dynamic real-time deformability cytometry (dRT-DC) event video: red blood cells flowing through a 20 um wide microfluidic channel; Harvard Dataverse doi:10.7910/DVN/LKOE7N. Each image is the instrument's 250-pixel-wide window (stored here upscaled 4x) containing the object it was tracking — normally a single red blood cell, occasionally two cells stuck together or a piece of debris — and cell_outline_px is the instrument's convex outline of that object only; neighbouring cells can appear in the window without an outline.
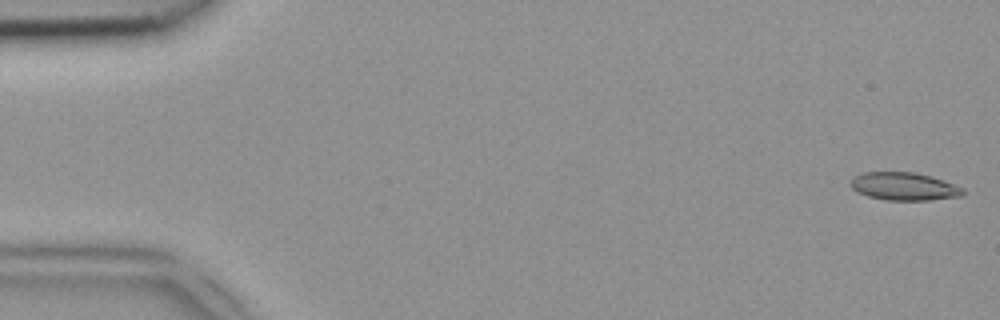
{"species": "common noctule bat (a hibernating species)", "species_latin": "Nyctalus noctula", "temperature_condition": "room temperature", "stored_images_in_passage": 50, "camera_frame_rate_fps": 3000, "um_per_image_px": 0.085, "animal": {"sex": "female", "body_mass_g": 18.4}, "frame": {"image": 1, "passage_image": 1, "time_ms": 0.0, "image_size_px": [1000, 320], "cell_outline_px": [[964, 196], [928, 200], [884, 200], [868, 196], [856, 192], [848, 184], [852, 176], [864, 172], [916, 172], [932, 176], [944, 180], [964, 188]], "centroid_in_image_um": [76.82, 15.84], "position_along_channel_um": 8.2, "area_um2": 18.61}}
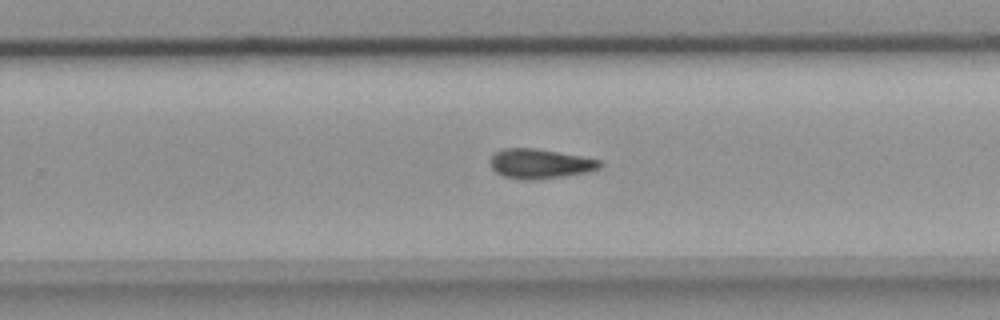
{"frame": {"image": 2, "passage_image": 31, "time_ms": 10.0, "image_size_px": [1000, 320], "cell_outline_px": [[604, 164], [600, 168], [584, 172], [560, 176], [524, 180], [504, 176], [496, 172], [492, 168], [488, 160], [496, 152], [504, 148], [536, 148], [580, 156], [600, 160]], "centroid_in_image_um": [45.86, 13.9], "position_along_channel_um": 283.9, "area_um2": 18.61}}
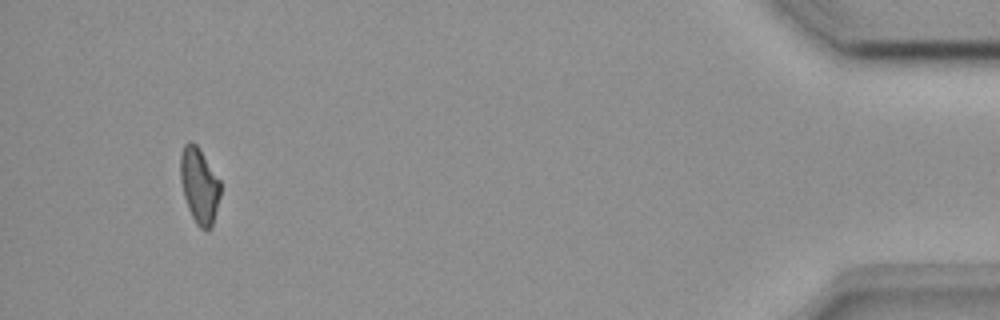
{"frame": {"image": 3, "passage_image": 46, "time_ms": 15.0, "image_size_px": [1000, 320], "cell_outline_px": [[220, 196], [212, 224], [208, 232], [200, 228], [196, 224], [188, 208], [184, 196], [180, 180], [180, 156], [184, 144], [192, 140], [196, 144], [220, 180]], "centroid_in_image_um": [16.93, 15.77], "position_along_channel_um": 418.3, "area_um2": 17.57}}